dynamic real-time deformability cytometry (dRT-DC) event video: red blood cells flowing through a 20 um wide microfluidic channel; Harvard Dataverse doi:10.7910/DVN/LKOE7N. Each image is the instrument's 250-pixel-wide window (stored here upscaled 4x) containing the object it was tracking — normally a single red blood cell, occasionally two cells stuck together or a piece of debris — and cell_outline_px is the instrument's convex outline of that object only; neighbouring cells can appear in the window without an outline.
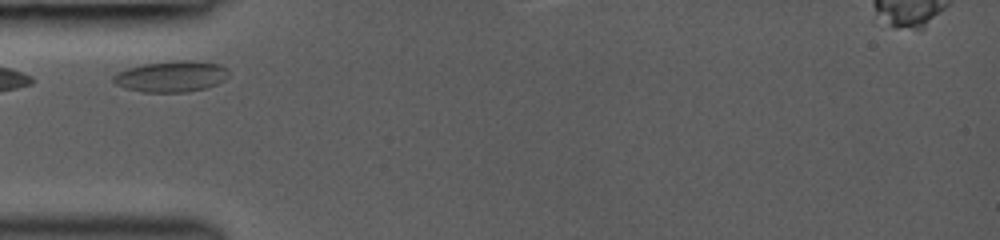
{"species": "common noctule bat (a hibernating species)", "species_latin": "Nyctalus noctula", "temperature_condition": "room temperature", "stored_images_in_passage": 20, "camera_frame_rate_fps": 3000, "um_per_image_px": 0.085, "animal": {"sex": "female", "body_mass_g": 19.0, "forearm_length_mm": 53.3}, "frame": {"image": 1, "passage_image": 1, "time_ms": 0.0, "image_size_px": [1000, 240], "cell_outline_px": [[228, 76], [224, 80], [216, 84], [204, 88], [184, 92], [144, 92], [124, 88], [116, 84], [112, 80], [112, 76], [116, 72], [128, 68], [144, 64], [176, 60], [196, 60], [220, 64], [228, 68]], "centroid_in_image_um": [14.56, 6.48], "position_along_channel_um": 70.4, "area_um2": 20.98}}